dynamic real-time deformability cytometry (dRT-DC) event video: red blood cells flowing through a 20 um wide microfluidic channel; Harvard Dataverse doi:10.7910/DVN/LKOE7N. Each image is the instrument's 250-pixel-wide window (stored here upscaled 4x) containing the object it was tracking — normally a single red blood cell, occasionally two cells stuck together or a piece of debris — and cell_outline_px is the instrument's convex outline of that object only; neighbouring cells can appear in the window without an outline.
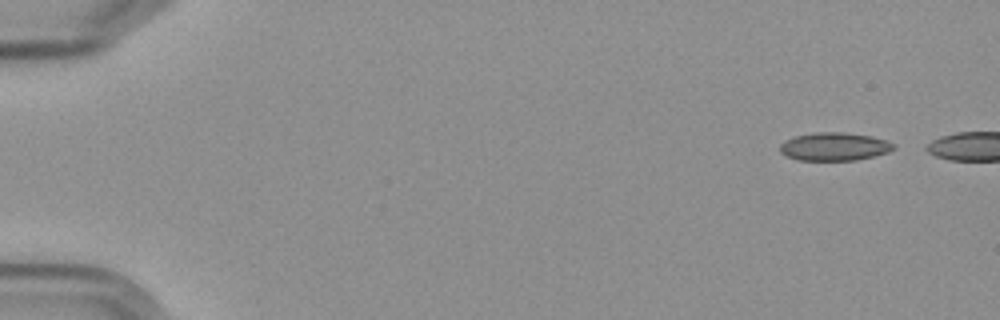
{"species": "Egyptian fruit bat (a non-hibernating species)", "species_latin": "Rousettus aegyptiacus", "temperature_condition": "cold", "stored_images_in_passage": 7, "segment_of_instrument_passage": [1, 2], "camera_frame_rate_fps": 3000, "um_per_image_px": 0.085, "frame": {"image": 1, "passage_image": 1, "time_ms": 0.0, "image_size_px": [1000, 320], "cell_outline_px": [[896, 148], [888, 152], [856, 160], [796, 160], [784, 156], [780, 152], [780, 144], [784, 140], [796, 136], [816, 132], [844, 132], [872, 136], [896, 144]], "centroid_in_image_um": [70.89, 12.46], "position_along_channel_um": 14.1, "area_um2": 18.73}}
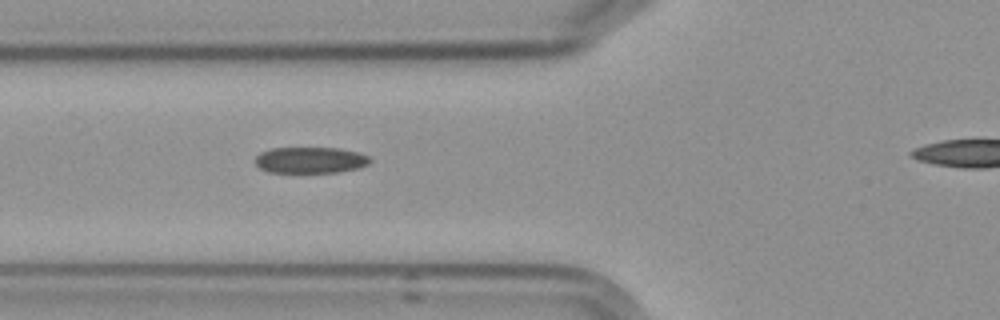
{"frame": {"image": 2, "passage_image": 6, "time_ms": 6.0, "image_size_px": [1000, 320], "cell_outline_px": [[372, 160], [368, 164], [356, 168], [336, 172], [268, 172], [260, 168], [256, 164], [256, 156], [260, 152], [272, 148], [340, 148], [360, 152], [368, 156]], "centroid_in_image_um": [26.38, 13.6], "position_along_channel_um": 99.4, "area_um2": 17.46}}